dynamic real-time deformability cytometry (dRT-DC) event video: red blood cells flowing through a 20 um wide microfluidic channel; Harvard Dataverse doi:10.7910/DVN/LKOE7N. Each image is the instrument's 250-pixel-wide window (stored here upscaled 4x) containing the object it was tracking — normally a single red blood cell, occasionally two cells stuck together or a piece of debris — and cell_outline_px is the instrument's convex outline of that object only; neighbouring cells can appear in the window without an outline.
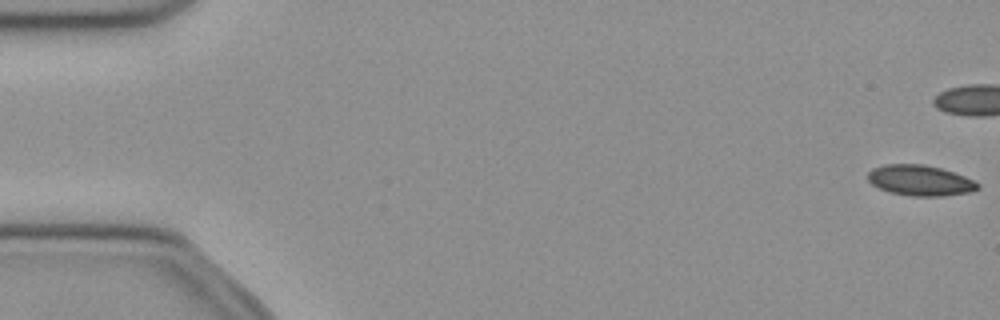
{"species": "common noctule bat (a hibernating species)", "species_latin": "Nyctalus noctula", "temperature_condition": "cold", "stored_images_in_passage": 41, "camera_frame_rate_fps": 3000, "um_per_image_px": 0.085, "animal": {"sex": "female", "body_mass_g": 21.9}, "frame": {"image": 1, "passage_image": 1, "time_ms": 0.0, "image_size_px": [1000, 320], "cell_outline_px": [[980, 188], [968, 192], [944, 196], [912, 196], [888, 192], [872, 184], [868, 180], [868, 172], [872, 168], [884, 164], [924, 164], [940, 168], [964, 176], [980, 184]], "centroid_in_image_um": [78.18, 15.33], "position_along_channel_um": 6.8, "area_um2": 19.54}}
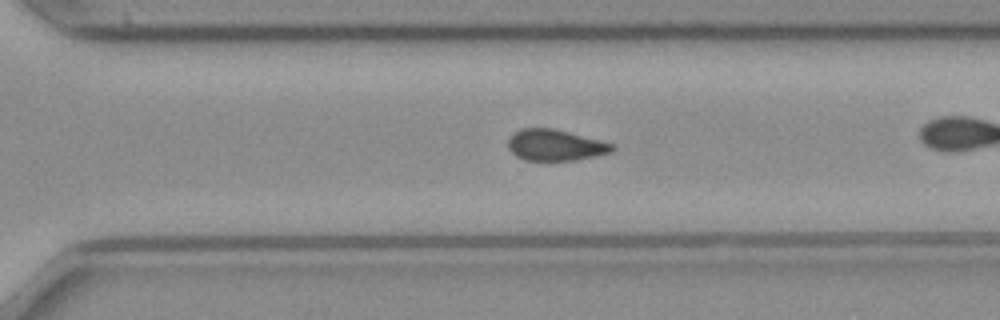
{"frame": {"image": 2, "passage_image": 36, "time_ms": 11.667, "image_size_px": [1000, 320], "cell_outline_px": [[616, 148], [612, 152], [596, 156], [576, 160], [524, 160], [516, 156], [508, 148], [508, 136], [512, 132], [520, 128], [552, 128], [600, 140], [612, 144]], "centroid_in_image_um": [47.16, 12.33], "position_along_channel_um": 323.4, "area_um2": 19.02}}
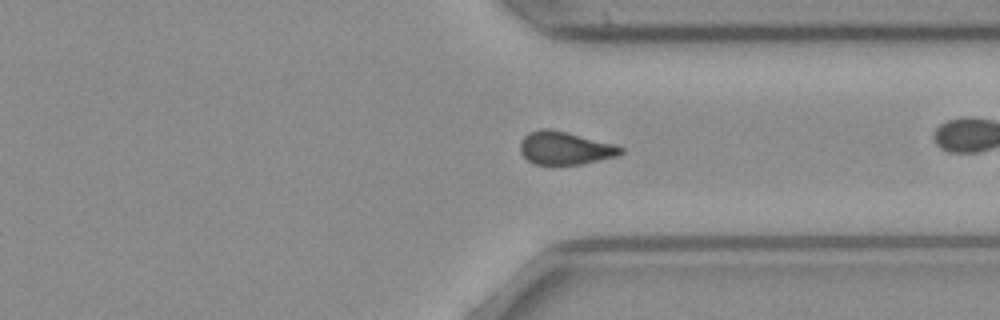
{"frame": {"image": 3, "passage_image": 39, "time_ms": 12.667, "image_size_px": [1000, 320], "cell_outline_px": [[624, 152], [616, 156], [580, 164], [536, 164], [528, 160], [520, 152], [520, 140], [528, 132], [540, 128], [548, 128], [616, 144], [624, 148]], "centroid_in_image_um": [48.01, 12.57], "position_along_channel_um": 363.4, "area_um2": 19.25}}